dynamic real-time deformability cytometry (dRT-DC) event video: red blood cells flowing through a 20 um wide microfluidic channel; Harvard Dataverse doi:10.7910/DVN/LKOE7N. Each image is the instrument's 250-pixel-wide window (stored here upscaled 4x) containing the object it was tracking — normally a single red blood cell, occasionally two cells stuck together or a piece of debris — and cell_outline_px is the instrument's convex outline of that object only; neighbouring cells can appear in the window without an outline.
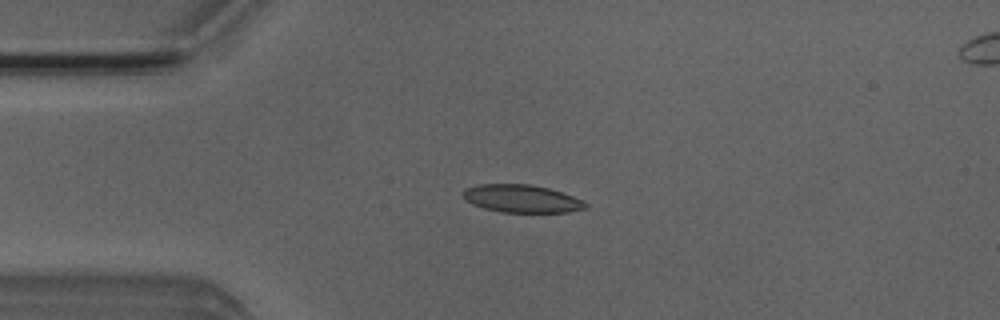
{"species": "Egyptian fruit bat (a non-hibernating species)", "species_latin": "Rousettus aegyptiacus", "temperature_condition": "room temperature", "stored_images_in_passage": 6, "camera_frame_rate_fps": 3000, "um_per_image_px": 0.085, "animal": {"sex": "male"}, "frame": {"image": 1, "passage_image": 4, "time_ms": 3.667, "image_size_px": [1000, 320], "cell_outline_px": [[588, 208], [568, 212], [500, 212], [484, 208], [472, 204], [464, 200], [464, 188], [476, 184], [532, 184], [548, 188], [584, 200], [588, 204]], "centroid_in_image_um": [44.34, 16.88], "position_along_channel_um": 40.7, "area_um2": 19.94}}